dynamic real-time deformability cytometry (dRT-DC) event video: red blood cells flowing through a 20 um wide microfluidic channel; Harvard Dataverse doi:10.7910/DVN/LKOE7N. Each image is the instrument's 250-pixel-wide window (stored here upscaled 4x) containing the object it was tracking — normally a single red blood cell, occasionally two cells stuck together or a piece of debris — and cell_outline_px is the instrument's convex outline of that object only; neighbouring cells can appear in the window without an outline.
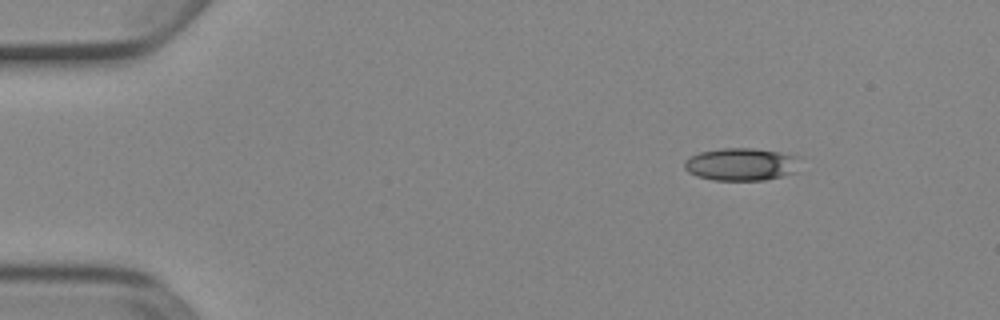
{"species": "Egyptian fruit bat (a non-hibernating species)", "species_latin": "Rousettus aegyptiacus", "temperature_condition": "cold", "stored_images_in_passage": 5, "camera_frame_rate_fps": 3000, "um_per_image_px": 0.085, "animal": {"sex": "female"}, "frame": {"image": 1, "passage_image": 1, "time_ms": 0.0, "image_size_px": [1000, 320], "cell_outline_px": [[796, 172], [764, 180], [712, 180], [696, 176], [688, 172], [684, 168], [684, 160], [700, 152], [724, 148], [756, 148], [780, 152], [796, 156]], "centroid_in_image_um": [62.94, 13.97], "position_along_channel_um": 22.1, "area_um2": 21.79}}
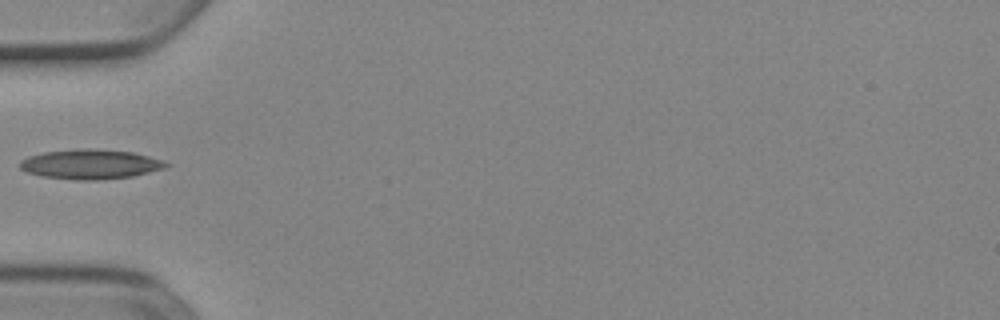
{"frame": {"image": 2, "passage_image": 4, "time_ms": 1.0, "image_size_px": [1000, 320], "cell_outline_px": [[172, 164], [164, 168], [132, 176], [96, 180], [76, 180], [44, 176], [28, 172], [20, 168], [20, 160], [28, 156], [44, 152], [80, 148], [92, 148], [132, 152], [148, 156]], "centroid_in_image_um": [7.67, 13.95], "position_along_channel_um": 77.3, "area_um2": 25.09}}
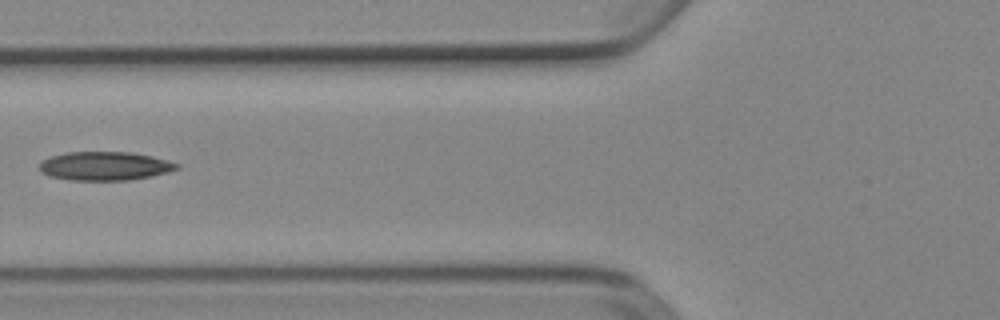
{"frame": {"image": 3, "passage_image": 5, "time_ms": 1.333, "image_size_px": [1000, 320], "cell_outline_px": [[180, 168], [168, 172], [152, 176], [128, 180], [68, 180], [48, 176], [40, 172], [40, 160], [64, 152], [132, 152], [152, 156], [168, 160], [180, 164]], "centroid_in_image_um": [8.9, 14.11], "position_along_channel_um": 116.9, "area_um2": 23.24}}